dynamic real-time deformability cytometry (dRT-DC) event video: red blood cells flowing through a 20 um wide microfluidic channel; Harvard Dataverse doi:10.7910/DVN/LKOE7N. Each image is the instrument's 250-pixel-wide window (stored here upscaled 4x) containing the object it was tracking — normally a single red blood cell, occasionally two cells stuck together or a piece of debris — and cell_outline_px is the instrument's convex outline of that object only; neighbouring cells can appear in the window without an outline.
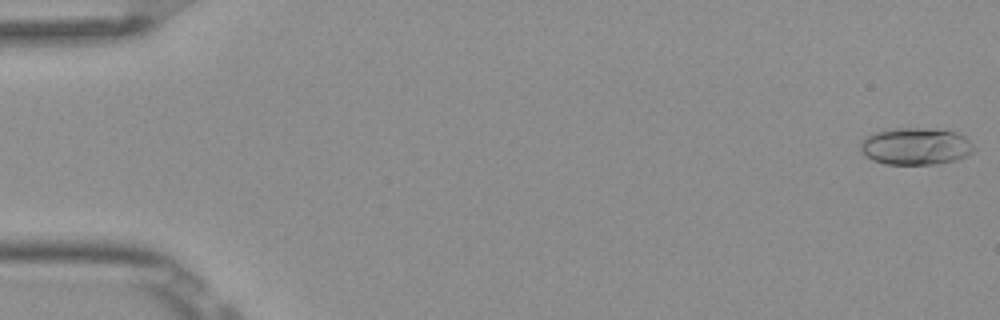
{"species": "Egyptian fruit bat (a non-hibernating species)", "species_latin": "Rousettus aegyptiacus", "temperature_condition": "room temperature", "stored_images_in_passage": 5, "camera_frame_rate_fps": 3000, "um_per_image_px": 0.085, "frame": {"image": 1, "passage_image": 1, "time_ms": 0.0, "image_size_px": [1000, 320], "cell_outline_px": [[976, 148], [972, 152], [956, 160], [936, 164], [884, 164], [872, 160], [864, 156], [860, 152], [860, 140], [876, 132], [896, 128], [928, 128], [956, 132], [964, 136]], "centroid_in_image_um": [77.8, 12.44], "position_along_channel_um": 7.2, "area_um2": 24.57}}
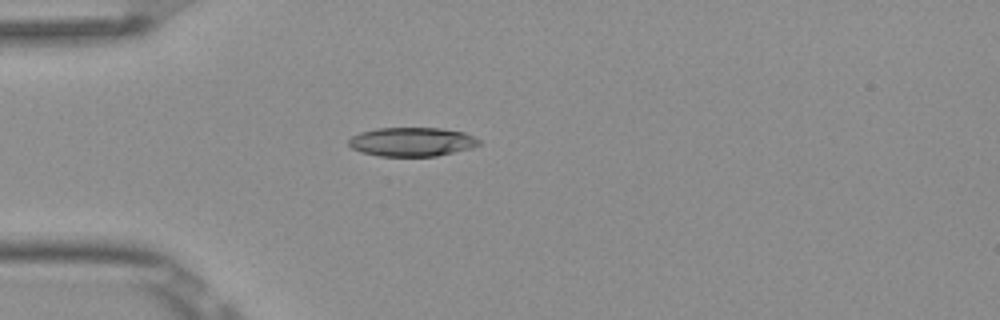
{"frame": {"image": 2, "passage_image": 5, "time_ms": 1.333, "image_size_px": [1000, 320], "cell_outline_px": [[480, 144], [472, 148], [436, 156], [380, 156], [360, 152], [352, 148], [348, 144], [348, 140], [352, 136], [360, 132], [376, 128], [440, 128], [464, 132], [480, 140]], "centroid_in_image_um": [34.99, 12.05], "position_along_channel_um": 50.0, "area_um2": 22.02}}